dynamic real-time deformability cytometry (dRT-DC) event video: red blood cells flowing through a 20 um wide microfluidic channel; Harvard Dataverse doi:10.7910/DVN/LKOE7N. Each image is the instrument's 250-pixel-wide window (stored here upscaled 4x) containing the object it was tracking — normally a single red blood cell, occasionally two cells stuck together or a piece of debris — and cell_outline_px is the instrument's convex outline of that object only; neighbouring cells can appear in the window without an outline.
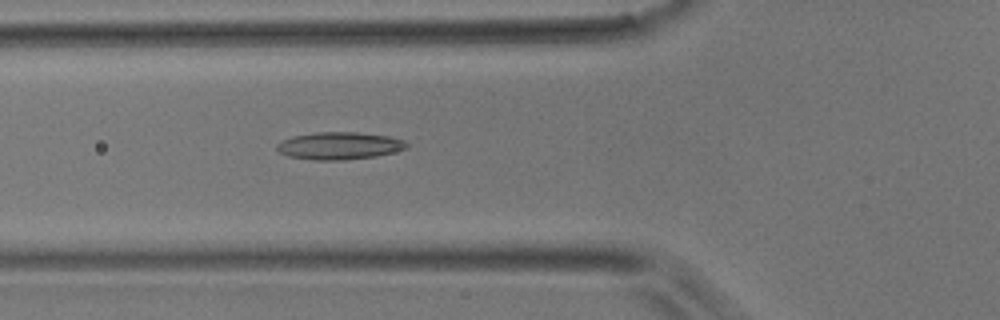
{"species": "common noctule bat (a hibernating species)", "species_latin": "Nyctalus noctula", "temperature_condition": "room temperature", "stored_images_in_passage": 36, "camera_frame_rate_fps": 3000, "um_per_image_px": 0.085, "animal": {"sex": "male", "body_mass_g": 17.9}, "frame": {"image": 1, "passage_image": 4, "time_ms": 1.0, "image_size_px": [1000, 320], "cell_outline_px": [[408, 148], [376, 156], [344, 160], [312, 160], [288, 156], [280, 152], [276, 148], [276, 144], [292, 136], [316, 132], [356, 132], [388, 136], [404, 140], [408, 144]], "centroid_in_image_um": [28.84, 12.39], "position_along_channel_um": 97.0, "area_um2": 20.69}}
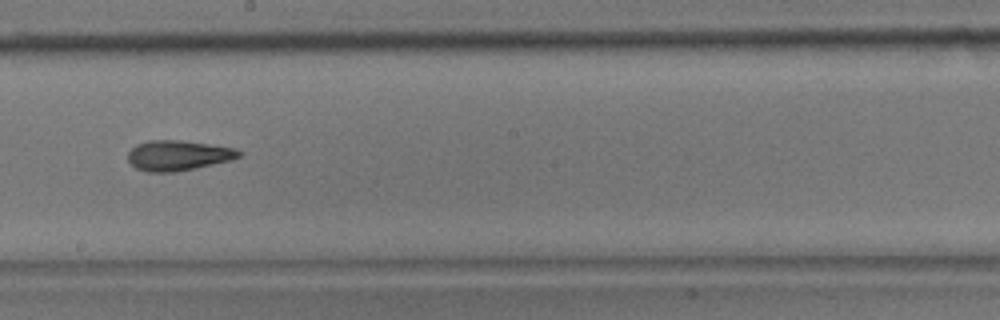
{"frame": {"image": 2, "passage_image": 14, "time_ms": 4.333, "image_size_px": [1000, 320], "cell_outline_px": [[244, 152], [240, 156], [232, 160], [196, 168], [172, 172], [148, 172], [136, 168], [128, 160], [128, 152], [136, 144], [148, 140], [180, 140], [236, 148]], "centroid_in_image_um": [15.16, 13.21], "position_along_channel_um": 233.0, "area_um2": 19.59}}
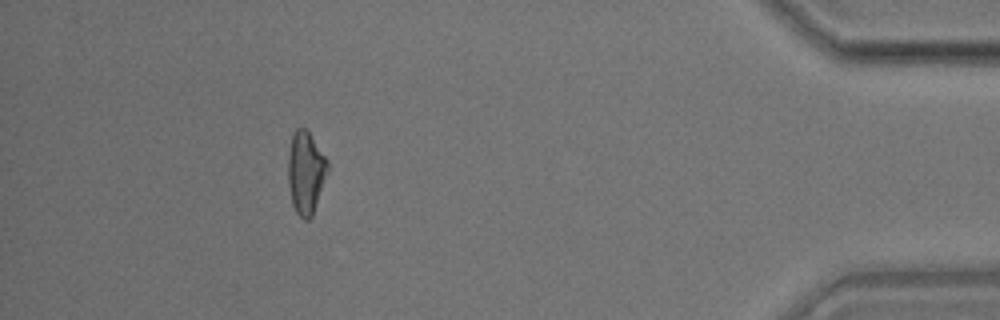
{"frame": {"image": 3, "passage_image": 31, "time_ms": 10.0, "image_size_px": [1000, 320], "cell_outline_px": [[328, 172], [312, 216], [308, 220], [304, 220], [296, 212], [292, 204], [288, 184], [288, 152], [292, 136], [296, 128], [304, 128], [308, 132], [328, 160]], "centroid_in_image_um": [25.98, 14.68], "position_along_channel_um": 409.2, "area_um2": 18.96}}